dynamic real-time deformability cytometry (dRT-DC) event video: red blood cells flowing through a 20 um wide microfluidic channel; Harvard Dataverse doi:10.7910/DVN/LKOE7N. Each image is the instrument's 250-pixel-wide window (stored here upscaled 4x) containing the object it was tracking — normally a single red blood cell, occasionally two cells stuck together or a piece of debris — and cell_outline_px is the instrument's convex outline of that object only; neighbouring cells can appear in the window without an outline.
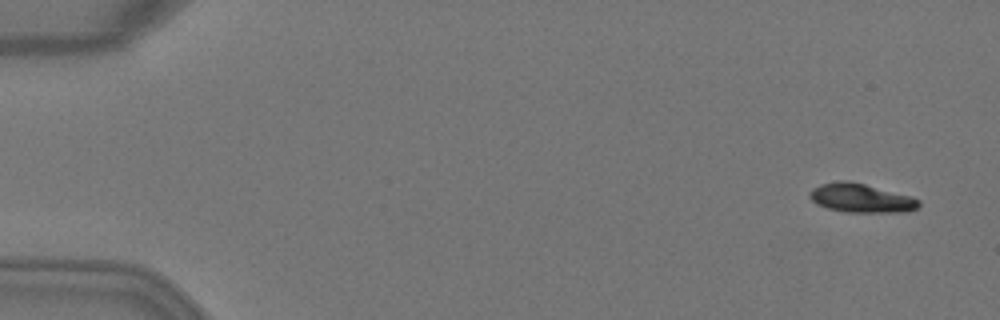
{"species": "Egyptian fruit bat (a non-hibernating species)", "species_latin": "Rousettus aegyptiacus", "temperature_condition": "warm", "stored_images_in_passage": 4, "camera_frame_rate_fps": 3000, "um_per_image_px": 0.085, "animal": {"sex": "female"}, "frame": {"image": 1, "passage_image": 1, "time_ms": 0.0, "image_size_px": [1000, 320], "cell_outline_px": [[920, 204], [916, 208], [908, 212], [844, 212], [828, 208], [816, 204], [808, 196], [808, 192], [812, 188], [820, 184], [840, 180], [848, 180], [912, 196], [920, 200]], "centroid_in_image_um": [73.17, 16.83], "position_along_channel_um": 11.8, "area_um2": 18.5}}
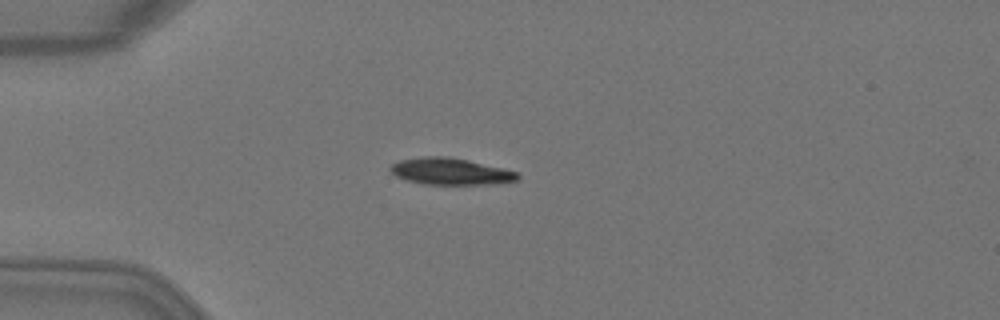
{"frame": {"image": 2, "passage_image": 4, "time_ms": 1.0, "image_size_px": [1000, 320], "cell_outline_px": [[520, 180], [500, 184], [424, 184], [408, 180], [396, 176], [388, 168], [392, 164], [400, 160], [424, 156], [448, 156], [468, 160], [504, 168], [516, 172], [520, 176]], "centroid_in_image_um": [38.34, 14.57], "position_along_channel_um": 46.7, "area_um2": 19.88}}